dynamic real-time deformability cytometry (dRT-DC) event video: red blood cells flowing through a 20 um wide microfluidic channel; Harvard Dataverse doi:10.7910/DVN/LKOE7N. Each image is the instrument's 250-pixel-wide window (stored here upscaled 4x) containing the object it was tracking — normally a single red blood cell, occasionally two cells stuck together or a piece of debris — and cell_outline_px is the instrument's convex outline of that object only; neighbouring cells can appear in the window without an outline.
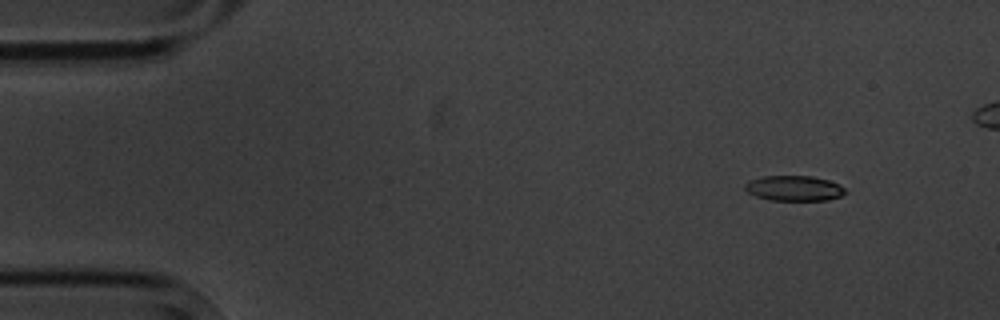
{"species": "common noctule bat (a hibernating species)", "species_latin": "Nyctalus noctula", "temperature_condition": "cold", "stored_images_in_passage": 4, "camera_frame_rate_fps": 3000, "um_per_image_px": 0.085, "animal": {"sex": "male", "body_mass_g": 20.1, "forearm_length_mm": 53.5}, "frame": {"image": 1, "passage_image": 4, "time_ms": 3.667, "image_size_px": [1000, 320], "cell_outline_px": [[848, 192], [840, 196], [828, 200], [772, 200], [756, 196], [748, 192], [744, 188], [744, 184], [748, 180], [764, 176], [812, 176], [828, 180], [840, 184]], "centroid_in_image_um": [67.5, 16.0], "position_along_channel_um": 17.5, "area_um2": 14.8}}